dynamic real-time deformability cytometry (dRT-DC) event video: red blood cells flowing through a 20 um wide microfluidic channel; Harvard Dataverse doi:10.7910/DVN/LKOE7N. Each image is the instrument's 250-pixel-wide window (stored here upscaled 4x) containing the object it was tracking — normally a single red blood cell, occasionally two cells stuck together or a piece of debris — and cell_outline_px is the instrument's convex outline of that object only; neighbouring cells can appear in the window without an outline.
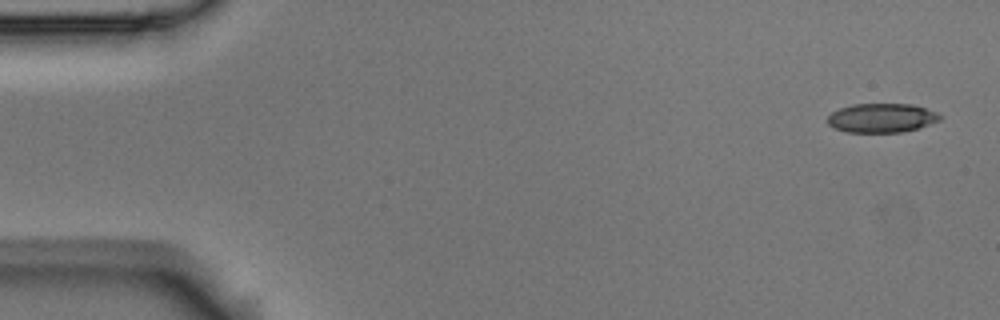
{"species": "Egyptian fruit bat (a non-hibernating species)", "species_latin": "Rousettus aegyptiacus", "temperature_condition": "room temperature", "stored_images_in_passage": 6, "segment_of_instrument_passage": [1, 2], "camera_frame_rate_fps": 3000, "um_per_image_px": 0.085, "animal": {"sex": "male"}, "frame": {"image": 1, "passage_image": 1, "time_ms": 0.0, "image_size_px": [1000, 320], "cell_outline_px": [[944, 116], [940, 120], [916, 128], [900, 132], [848, 132], [832, 128], [828, 124], [828, 116], [832, 112], [840, 108], [852, 104], [912, 104], [936, 112]], "centroid_in_image_um": [74.92, 10.02], "position_along_channel_um": 10.1, "area_um2": 18.96}}
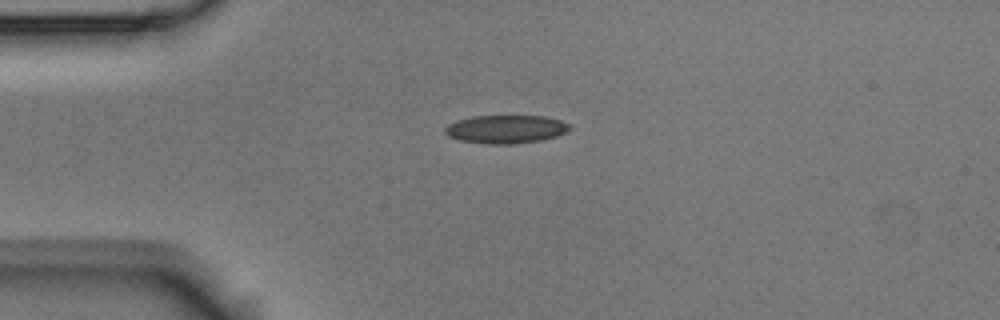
{"frame": {"image": 2, "passage_image": 4, "time_ms": 1.0, "image_size_px": [1000, 320], "cell_outline_px": [[572, 128], [556, 136], [540, 140], [508, 144], [488, 144], [460, 140], [448, 136], [444, 132], [444, 128], [448, 124], [456, 120], [472, 116], [544, 116], [560, 120], [572, 124]], "centroid_in_image_um": [42.98, 10.97], "position_along_channel_um": 42.0, "area_um2": 20.52}}